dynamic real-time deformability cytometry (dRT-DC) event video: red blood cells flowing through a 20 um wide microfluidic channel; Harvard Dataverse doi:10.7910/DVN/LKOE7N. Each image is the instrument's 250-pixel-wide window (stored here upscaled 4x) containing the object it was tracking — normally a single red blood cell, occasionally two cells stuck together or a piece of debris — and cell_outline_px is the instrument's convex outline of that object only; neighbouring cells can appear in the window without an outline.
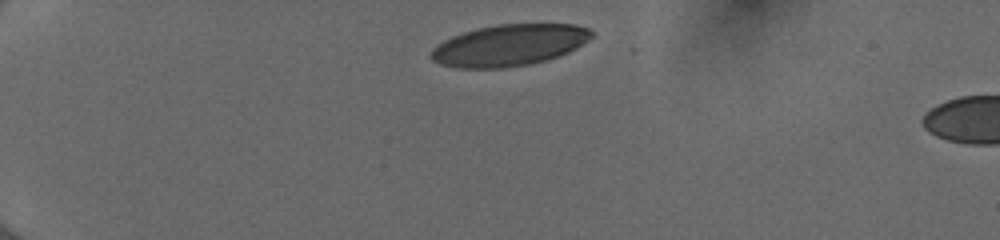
{"species": "human", "species_latin": "Homo sapiens", "temperature_condition": "cold", "stored_images_in_passage": 4, "camera_frame_rate_fps": 3000, "um_per_image_px": 0.085, "donor": {"sex": "female"}, "frame": {"image": 1, "passage_image": 1, "time_ms": 0.0, "image_size_px": [1000, 240], "cell_outline_px": [[596, 32], [588, 40], [576, 48], [560, 56], [528, 64], [500, 68], [456, 68], [440, 64], [432, 60], [428, 56], [432, 48], [436, 44], [452, 36], [476, 28], [496, 24], [572, 24], [588, 28]], "centroid_in_image_um": [43.25, 3.84], "position_along_channel_um": 41.8, "area_um2": 38.96}}